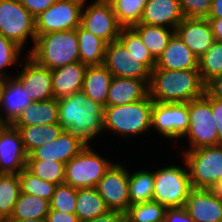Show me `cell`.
Returning <instances> with one entry per match:
<instances>
[{"label":"cell","instance_id":"obj_9","mask_svg":"<svg viewBox=\"0 0 222 222\" xmlns=\"http://www.w3.org/2000/svg\"><path fill=\"white\" fill-rule=\"evenodd\" d=\"M189 127L187 103H160L152 106L151 128L168 139L185 137ZM177 139V140H176Z\"/></svg>","mask_w":222,"mask_h":222},{"label":"cell","instance_id":"obj_55","mask_svg":"<svg viewBox=\"0 0 222 222\" xmlns=\"http://www.w3.org/2000/svg\"><path fill=\"white\" fill-rule=\"evenodd\" d=\"M1 117H2V115H1V110H0V124H1Z\"/></svg>","mask_w":222,"mask_h":222},{"label":"cell","instance_id":"obj_8","mask_svg":"<svg viewBox=\"0 0 222 222\" xmlns=\"http://www.w3.org/2000/svg\"><path fill=\"white\" fill-rule=\"evenodd\" d=\"M0 34L22 49L28 36L35 43V18L19 0H0Z\"/></svg>","mask_w":222,"mask_h":222},{"label":"cell","instance_id":"obj_23","mask_svg":"<svg viewBox=\"0 0 222 222\" xmlns=\"http://www.w3.org/2000/svg\"><path fill=\"white\" fill-rule=\"evenodd\" d=\"M148 95V84L141 79L112 77L107 94V106L137 102Z\"/></svg>","mask_w":222,"mask_h":222},{"label":"cell","instance_id":"obj_33","mask_svg":"<svg viewBox=\"0 0 222 222\" xmlns=\"http://www.w3.org/2000/svg\"><path fill=\"white\" fill-rule=\"evenodd\" d=\"M154 172L139 170L129 173L128 190L130 205L153 200Z\"/></svg>","mask_w":222,"mask_h":222},{"label":"cell","instance_id":"obj_45","mask_svg":"<svg viewBox=\"0 0 222 222\" xmlns=\"http://www.w3.org/2000/svg\"><path fill=\"white\" fill-rule=\"evenodd\" d=\"M212 115L217 126L218 145L222 144V99L210 96Z\"/></svg>","mask_w":222,"mask_h":222},{"label":"cell","instance_id":"obj_54","mask_svg":"<svg viewBox=\"0 0 222 222\" xmlns=\"http://www.w3.org/2000/svg\"><path fill=\"white\" fill-rule=\"evenodd\" d=\"M67 1L77 3V4H79L82 7H84L85 4H86V0H67Z\"/></svg>","mask_w":222,"mask_h":222},{"label":"cell","instance_id":"obj_15","mask_svg":"<svg viewBox=\"0 0 222 222\" xmlns=\"http://www.w3.org/2000/svg\"><path fill=\"white\" fill-rule=\"evenodd\" d=\"M87 144L81 136L63 130L55 140L34 149L28 155L27 160L56 161L66 164L79 154Z\"/></svg>","mask_w":222,"mask_h":222},{"label":"cell","instance_id":"obj_42","mask_svg":"<svg viewBox=\"0 0 222 222\" xmlns=\"http://www.w3.org/2000/svg\"><path fill=\"white\" fill-rule=\"evenodd\" d=\"M22 48L0 34V80L9 78L6 67L17 63Z\"/></svg>","mask_w":222,"mask_h":222},{"label":"cell","instance_id":"obj_3","mask_svg":"<svg viewBox=\"0 0 222 222\" xmlns=\"http://www.w3.org/2000/svg\"><path fill=\"white\" fill-rule=\"evenodd\" d=\"M153 103L147 95L137 102L104 107L103 130L125 137L144 134L151 129Z\"/></svg>","mask_w":222,"mask_h":222},{"label":"cell","instance_id":"obj_47","mask_svg":"<svg viewBox=\"0 0 222 222\" xmlns=\"http://www.w3.org/2000/svg\"><path fill=\"white\" fill-rule=\"evenodd\" d=\"M205 92L217 99H222V74L213 77L205 85Z\"/></svg>","mask_w":222,"mask_h":222},{"label":"cell","instance_id":"obj_41","mask_svg":"<svg viewBox=\"0 0 222 222\" xmlns=\"http://www.w3.org/2000/svg\"><path fill=\"white\" fill-rule=\"evenodd\" d=\"M76 198L77 188L65 183L57 185L50 201V210L75 214Z\"/></svg>","mask_w":222,"mask_h":222},{"label":"cell","instance_id":"obj_22","mask_svg":"<svg viewBox=\"0 0 222 222\" xmlns=\"http://www.w3.org/2000/svg\"><path fill=\"white\" fill-rule=\"evenodd\" d=\"M87 67L77 61L51 70L54 98L60 99L82 91Z\"/></svg>","mask_w":222,"mask_h":222},{"label":"cell","instance_id":"obj_12","mask_svg":"<svg viewBox=\"0 0 222 222\" xmlns=\"http://www.w3.org/2000/svg\"><path fill=\"white\" fill-rule=\"evenodd\" d=\"M129 171L120 163H113L99 180L96 189L111 211L126 212L130 207Z\"/></svg>","mask_w":222,"mask_h":222},{"label":"cell","instance_id":"obj_4","mask_svg":"<svg viewBox=\"0 0 222 222\" xmlns=\"http://www.w3.org/2000/svg\"><path fill=\"white\" fill-rule=\"evenodd\" d=\"M182 166L170 165L154 171L153 201L166 208H183L193 190L187 163ZM188 170V171H187Z\"/></svg>","mask_w":222,"mask_h":222},{"label":"cell","instance_id":"obj_49","mask_svg":"<svg viewBox=\"0 0 222 222\" xmlns=\"http://www.w3.org/2000/svg\"><path fill=\"white\" fill-rule=\"evenodd\" d=\"M84 222H126V214L121 211L109 210L106 214Z\"/></svg>","mask_w":222,"mask_h":222},{"label":"cell","instance_id":"obj_35","mask_svg":"<svg viewBox=\"0 0 222 222\" xmlns=\"http://www.w3.org/2000/svg\"><path fill=\"white\" fill-rule=\"evenodd\" d=\"M122 27H132L140 23L148 0H108Z\"/></svg>","mask_w":222,"mask_h":222},{"label":"cell","instance_id":"obj_7","mask_svg":"<svg viewBox=\"0 0 222 222\" xmlns=\"http://www.w3.org/2000/svg\"><path fill=\"white\" fill-rule=\"evenodd\" d=\"M188 115L189 127L185 136H188L189 150L218 145L217 126L206 92L203 97L188 102Z\"/></svg>","mask_w":222,"mask_h":222},{"label":"cell","instance_id":"obj_2","mask_svg":"<svg viewBox=\"0 0 222 222\" xmlns=\"http://www.w3.org/2000/svg\"><path fill=\"white\" fill-rule=\"evenodd\" d=\"M33 44L28 56L50 70L79 61L76 29L36 36Z\"/></svg>","mask_w":222,"mask_h":222},{"label":"cell","instance_id":"obj_53","mask_svg":"<svg viewBox=\"0 0 222 222\" xmlns=\"http://www.w3.org/2000/svg\"><path fill=\"white\" fill-rule=\"evenodd\" d=\"M213 189L215 190L216 194L222 199V181Z\"/></svg>","mask_w":222,"mask_h":222},{"label":"cell","instance_id":"obj_21","mask_svg":"<svg viewBox=\"0 0 222 222\" xmlns=\"http://www.w3.org/2000/svg\"><path fill=\"white\" fill-rule=\"evenodd\" d=\"M184 18L178 0H148L140 23L171 27V30H175Z\"/></svg>","mask_w":222,"mask_h":222},{"label":"cell","instance_id":"obj_52","mask_svg":"<svg viewBox=\"0 0 222 222\" xmlns=\"http://www.w3.org/2000/svg\"><path fill=\"white\" fill-rule=\"evenodd\" d=\"M3 222H46V219H6Z\"/></svg>","mask_w":222,"mask_h":222},{"label":"cell","instance_id":"obj_17","mask_svg":"<svg viewBox=\"0 0 222 222\" xmlns=\"http://www.w3.org/2000/svg\"><path fill=\"white\" fill-rule=\"evenodd\" d=\"M183 208L195 222H222V199L214 189L193 188Z\"/></svg>","mask_w":222,"mask_h":222},{"label":"cell","instance_id":"obj_30","mask_svg":"<svg viewBox=\"0 0 222 222\" xmlns=\"http://www.w3.org/2000/svg\"><path fill=\"white\" fill-rule=\"evenodd\" d=\"M15 128L20 132L24 148L28 155L34 149L55 140L64 130L59 124Z\"/></svg>","mask_w":222,"mask_h":222},{"label":"cell","instance_id":"obj_40","mask_svg":"<svg viewBox=\"0 0 222 222\" xmlns=\"http://www.w3.org/2000/svg\"><path fill=\"white\" fill-rule=\"evenodd\" d=\"M198 69L205 84L213 77L222 74V42L212 43L209 50L199 58Z\"/></svg>","mask_w":222,"mask_h":222},{"label":"cell","instance_id":"obj_10","mask_svg":"<svg viewBox=\"0 0 222 222\" xmlns=\"http://www.w3.org/2000/svg\"><path fill=\"white\" fill-rule=\"evenodd\" d=\"M80 25L107 43L117 40L122 29L108 0H95L86 9L82 7Z\"/></svg>","mask_w":222,"mask_h":222},{"label":"cell","instance_id":"obj_16","mask_svg":"<svg viewBox=\"0 0 222 222\" xmlns=\"http://www.w3.org/2000/svg\"><path fill=\"white\" fill-rule=\"evenodd\" d=\"M26 57V64L15 78L22 84L32 102L54 98L52 71L40 66L29 56Z\"/></svg>","mask_w":222,"mask_h":222},{"label":"cell","instance_id":"obj_25","mask_svg":"<svg viewBox=\"0 0 222 222\" xmlns=\"http://www.w3.org/2000/svg\"><path fill=\"white\" fill-rule=\"evenodd\" d=\"M113 75L102 65L88 66L84 75L82 92L94 102L107 106V94Z\"/></svg>","mask_w":222,"mask_h":222},{"label":"cell","instance_id":"obj_19","mask_svg":"<svg viewBox=\"0 0 222 222\" xmlns=\"http://www.w3.org/2000/svg\"><path fill=\"white\" fill-rule=\"evenodd\" d=\"M32 103L22 84L15 77L0 80V108L4 113L1 124H12L21 111Z\"/></svg>","mask_w":222,"mask_h":222},{"label":"cell","instance_id":"obj_24","mask_svg":"<svg viewBox=\"0 0 222 222\" xmlns=\"http://www.w3.org/2000/svg\"><path fill=\"white\" fill-rule=\"evenodd\" d=\"M58 99L33 102L21 111L11 124L14 127L58 124Z\"/></svg>","mask_w":222,"mask_h":222},{"label":"cell","instance_id":"obj_11","mask_svg":"<svg viewBox=\"0 0 222 222\" xmlns=\"http://www.w3.org/2000/svg\"><path fill=\"white\" fill-rule=\"evenodd\" d=\"M82 6L67 0H57L36 19V36L68 31L80 25Z\"/></svg>","mask_w":222,"mask_h":222},{"label":"cell","instance_id":"obj_13","mask_svg":"<svg viewBox=\"0 0 222 222\" xmlns=\"http://www.w3.org/2000/svg\"><path fill=\"white\" fill-rule=\"evenodd\" d=\"M103 65L114 77L141 79L147 84L150 70L117 39L107 44Z\"/></svg>","mask_w":222,"mask_h":222},{"label":"cell","instance_id":"obj_36","mask_svg":"<svg viewBox=\"0 0 222 222\" xmlns=\"http://www.w3.org/2000/svg\"><path fill=\"white\" fill-rule=\"evenodd\" d=\"M166 207L156 201L130 205L126 214V222H164Z\"/></svg>","mask_w":222,"mask_h":222},{"label":"cell","instance_id":"obj_27","mask_svg":"<svg viewBox=\"0 0 222 222\" xmlns=\"http://www.w3.org/2000/svg\"><path fill=\"white\" fill-rule=\"evenodd\" d=\"M76 35L79 45V61L87 66L102 65L108 43L81 25L76 28Z\"/></svg>","mask_w":222,"mask_h":222},{"label":"cell","instance_id":"obj_32","mask_svg":"<svg viewBox=\"0 0 222 222\" xmlns=\"http://www.w3.org/2000/svg\"><path fill=\"white\" fill-rule=\"evenodd\" d=\"M50 202L35 195L21 193L8 219H46Z\"/></svg>","mask_w":222,"mask_h":222},{"label":"cell","instance_id":"obj_46","mask_svg":"<svg viewBox=\"0 0 222 222\" xmlns=\"http://www.w3.org/2000/svg\"><path fill=\"white\" fill-rule=\"evenodd\" d=\"M164 222H195L184 208H167Z\"/></svg>","mask_w":222,"mask_h":222},{"label":"cell","instance_id":"obj_43","mask_svg":"<svg viewBox=\"0 0 222 222\" xmlns=\"http://www.w3.org/2000/svg\"><path fill=\"white\" fill-rule=\"evenodd\" d=\"M185 18H206L212 0H178Z\"/></svg>","mask_w":222,"mask_h":222},{"label":"cell","instance_id":"obj_1","mask_svg":"<svg viewBox=\"0 0 222 222\" xmlns=\"http://www.w3.org/2000/svg\"><path fill=\"white\" fill-rule=\"evenodd\" d=\"M205 85L199 70L153 69L150 72L148 96L153 102L187 103L203 97Z\"/></svg>","mask_w":222,"mask_h":222},{"label":"cell","instance_id":"obj_48","mask_svg":"<svg viewBox=\"0 0 222 222\" xmlns=\"http://www.w3.org/2000/svg\"><path fill=\"white\" fill-rule=\"evenodd\" d=\"M46 222H80L76 214L62 211L50 210Z\"/></svg>","mask_w":222,"mask_h":222},{"label":"cell","instance_id":"obj_18","mask_svg":"<svg viewBox=\"0 0 222 222\" xmlns=\"http://www.w3.org/2000/svg\"><path fill=\"white\" fill-rule=\"evenodd\" d=\"M175 33L198 57H202L215 41L207 18H184L176 27Z\"/></svg>","mask_w":222,"mask_h":222},{"label":"cell","instance_id":"obj_31","mask_svg":"<svg viewBox=\"0 0 222 222\" xmlns=\"http://www.w3.org/2000/svg\"><path fill=\"white\" fill-rule=\"evenodd\" d=\"M86 99L87 96L82 91L58 99V124L64 130L78 135L79 107Z\"/></svg>","mask_w":222,"mask_h":222},{"label":"cell","instance_id":"obj_29","mask_svg":"<svg viewBox=\"0 0 222 222\" xmlns=\"http://www.w3.org/2000/svg\"><path fill=\"white\" fill-rule=\"evenodd\" d=\"M109 211L104 199L99 195L96 187L77 189L75 214L80 222L104 215Z\"/></svg>","mask_w":222,"mask_h":222},{"label":"cell","instance_id":"obj_20","mask_svg":"<svg viewBox=\"0 0 222 222\" xmlns=\"http://www.w3.org/2000/svg\"><path fill=\"white\" fill-rule=\"evenodd\" d=\"M199 58L183 43L175 33L168 46L156 61L153 69L199 70Z\"/></svg>","mask_w":222,"mask_h":222},{"label":"cell","instance_id":"obj_38","mask_svg":"<svg viewBox=\"0 0 222 222\" xmlns=\"http://www.w3.org/2000/svg\"><path fill=\"white\" fill-rule=\"evenodd\" d=\"M26 169L42 180L56 185L64 184V163L46 160H27Z\"/></svg>","mask_w":222,"mask_h":222},{"label":"cell","instance_id":"obj_37","mask_svg":"<svg viewBox=\"0 0 222 222\" xmlns=\"http://www.w3.org/2000/svg\"><path fill=\"white\" fill-rule=\"evenodd\" d=\"M125 48L143 63L150 71L156 66V60L153 58L147 47L142 42L138 33L132 27H122L118 38Z\"/></svg>","mask_w":222,"mask_h":222},{"label":"cell","instance_id":"obj_51","mask_svg":"<svg viewBox=\"0 0 222 222\" xmlns=\"http://www.w3.org/2000/svg\"><path fill=\"white\" fill-rule=\"evenodd\" d=\"M206 18H222V0H212L210 11Z\"/></svg>","mask_w":222,"mask_h":222},{"label":"cell","instance_id":"obj_34","mask_svg":"<svg viewBox=\"0 0 222 222\" xmlns=\"http://www.w3.org/2000/svg\"><path fill=\"white\" fill-rule=\"evenodd\" d=\"M20 194L18 174H0V222L10 218Z\"/></svg>","mask_w":222,"mask_h":222},{"label":"cell","instance_id":"obj_50","mask_svg":"<svg viewBox=\"0 0 222 222\" xmlns=\"http://www.w3.org/2000/svg\"><path fill=\"white\" fill-rule=\"evenodd\" d=\"M207 19L211 25L215 41L222 42V18Z\"/></svg>","mask_w":222,"mask_h":222},{"label":"cell","instance_id":"obj_39","mask_svg":"<svg viewBox=\"0 0 222 222\" xmlns=\"http://www.w3.org/2000/svg\"><path fill=\"white\" fill-rule=\"evenodd\" d=\"M21 186V193L35 195L51 201L56 189V184L42 180L29 172L26 168L18 174Z\"/></svg>","mask_w":222,"mask_h":222},{"label":"cell","instance_id":"obj_26","mask_svg":"<svg viewBox=\"0 0 222 222\" xmlns=\"http://www.w3.org/2000/svg\"><path fill=\"white\" fill-rule=\"evenodd\" d=\"M104 107L87 97L79 107L78 135L87 143L98 136L103 130Z\"/></svg>","mask_w":222,"mask_h":222},{"label":"cell","instance_id":"obj_6","mask_svg":"<svg viewBox=\"0 0 222 222\" xmlns=\"http://www.w3.org/2000/svg\"><path fill=\"white\" fill-rule=\"evenodd\" d=\"M88 143L85 148L65 164L64 183L74 188H93L113 165L97 154Z\"/></svg>","mask_w":222,"mask_h":222},{"label":"cell","instance_id":"obj_14","mask_svg":"<svg viewBox=\"0 0 222 222\" xmlns=\"http://www.w3.org/2000/svg\"><path fill=\"white\" fill-rule=\"evenodd\" d=\"M27 159L19 130L11 124H0V174H19L26 168Z\"/></svg>","mask_w":222,"mask_h":222},{"label":"cell","instance_id":"obj_44","mask_svg":"<svg viewBox=\"0 0 222 222\" xmlns=\"http://www.w3.org/2000/svg\"><path fill=\"white\" fill-rule=\"evenodd\" d=\"M28 12L36 19L43 11L57 0H19Z\"/></svg>","mask_w":222,"mask_h":222},{"label":"cell","instance_id":"obj_28","mask_svg":"<svg viewBox=\"0 0 222 222\" xmlns=\"http://www.w3.org/2000/svg\"><path fill=\"white\" fill-rule=\"evenodd\" d=\"M132 28L138 33L142 42L156 61L168 46L172 36L175 34V30L171 31V28L148 25L145 23H138L132 26Z\"/></svg>","mask_w":222,"mask_h":222},{"label":"cell","instance_id":"obj_5","mask_svg":"<svg viewBox=\"0 0 222 222\" xmlns=\"http://www.w3.org/2000/svg\"><path fill=\"white\" fill-rule=\"evenodd\" d=\"M193 188L213 189L222 181V144L185 150Z\"/></svg>","mask_w":222,"mask_h":222}]
</instances>
